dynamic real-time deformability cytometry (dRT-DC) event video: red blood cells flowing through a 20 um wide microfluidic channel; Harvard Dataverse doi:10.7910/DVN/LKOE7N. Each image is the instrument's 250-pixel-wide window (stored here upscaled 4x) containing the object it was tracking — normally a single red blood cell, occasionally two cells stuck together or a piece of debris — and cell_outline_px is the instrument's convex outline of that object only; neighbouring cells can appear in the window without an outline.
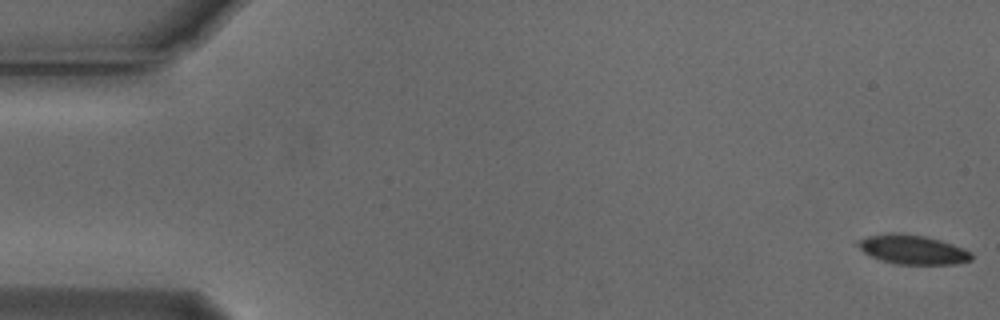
{"species": "Egyptian fruit bat (a non-hibernating species)", "species_latin": "Rousettus aegyptiacus", "temperature_condition": "cold", "stored_images_in_passage": 15, "camera_frame_rate_fps": 3000, "um_per_image_px": 0.085, "animal": {"sex": "male"}, "frame": {"image": 1, "passage_image": 1, "time_ms": 0.0, "image_size_px": [1000, 320], "cell_outline_px": [[972, 260], [956, 264], [896, 264], [880, 260], [864, 252], [856, 244], [856, 240], [868, 236], [892, 232], [896, 232], [924, 236], [940, 240], [964, 248], [972, 252]], "centroid_in_image_um": [77.58, 21.21], "position_along_channel_um": 7.4, "area_um2": 19.42}}
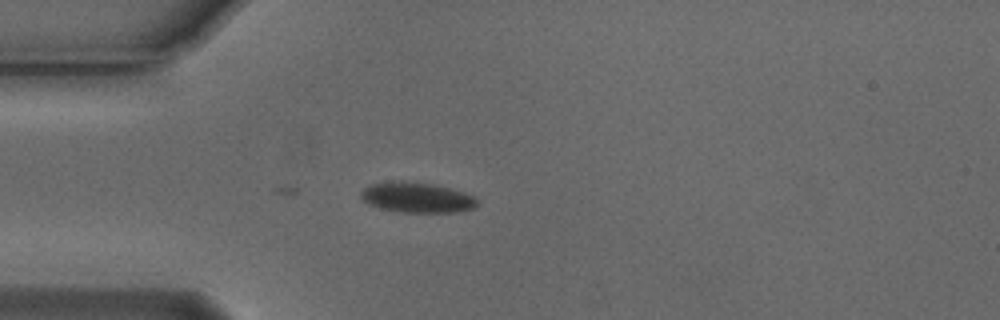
{"frame": {"image": 2, "passage_image": 15, "time_ms": 4.667, "image_size_px": [1000, 320], "cell_outline_px": [[476, 208], [456, 212], [400, 212], [380, 208], [368, 204], [360, 196], [360, 192], [364, 188], [372, 184], [392, 180], [432, 184], [464, 192], [472, 196], [476, 200]], "centroid_in_image_um": [35.4, 16.79], "position_along_channel_um": 49.6, "area_um2": 20.35}}